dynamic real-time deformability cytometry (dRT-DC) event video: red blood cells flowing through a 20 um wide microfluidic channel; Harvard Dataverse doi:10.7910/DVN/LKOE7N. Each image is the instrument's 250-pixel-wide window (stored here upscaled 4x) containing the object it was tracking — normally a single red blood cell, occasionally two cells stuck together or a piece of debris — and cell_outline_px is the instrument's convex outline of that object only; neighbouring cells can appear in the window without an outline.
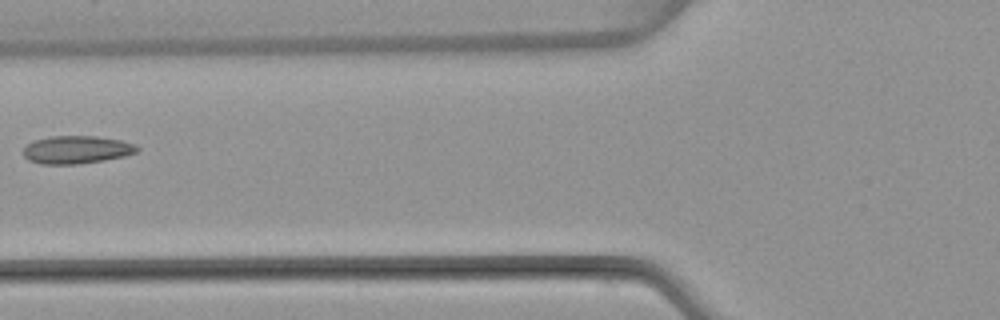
{"species": "common noctule bat (a hibernating species)", "species_latin": "Nyctalus noctula", "temperature_condition": "warm", "stored_images_in_passage": 4, "camera_frame_rate_fps": 3000, "um_per_image_px": 0.085, "animal": {"sex": "female", "body_mass_g": 22.7, "forearm_length_mm": 54.2}, "frame": {"image": 1, "passage_image": 4, "time_ms": 3.667, "image_size_px": [1000, 320], "cell_outline_px": [[140, 148], [136, 152], [124, 156], [104, 160], [76, 164], [40, 164], [28, 160], [24, 156], [24, 148], [32, 140], [52, 136], [96, 136], [120, 140], [136, 144]], "centroid_in_image_um": [6.5, 12.72], "position_along_channel_um": 119.3, "area_um2": 18.5}}